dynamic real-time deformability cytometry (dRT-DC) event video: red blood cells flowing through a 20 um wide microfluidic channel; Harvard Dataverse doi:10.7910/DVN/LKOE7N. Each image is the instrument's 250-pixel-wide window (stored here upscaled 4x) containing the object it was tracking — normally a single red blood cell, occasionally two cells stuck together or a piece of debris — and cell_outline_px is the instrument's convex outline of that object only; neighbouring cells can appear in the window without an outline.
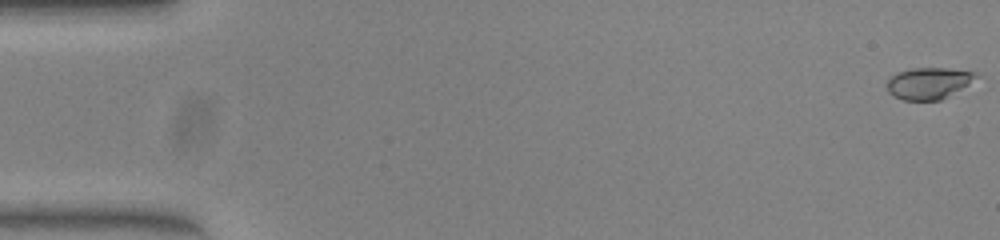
{"species": "common noctule bat (a hibernating species)", "species_latin": "Nyctalus noctula", "temperature_condition": "warm", "stored_images_in_passage": 52, "camera_frame_rate_fps": 3000, "um_per_image_px": 0.085, "animal": {"sex": "female", "body_mass_g": 23.0, "forearm_length_mm": 53.4}, "frame": {"image": 1, "passage_image": 1, "time_ms": 0.0, "image_size_px": [1000, 240], "cell_outline_px": [[980, 76], [968, 84], [948, 96], [940, 100], [904, 100], [892, 96], [888, 92], [888, 80], [896, 72], [912, 68], [944, 68], [976, 72]], "centroid_in_image_um": [78.92, 7.07], "position_along_channel_um": 6.1, "area_um2": 16.3}}
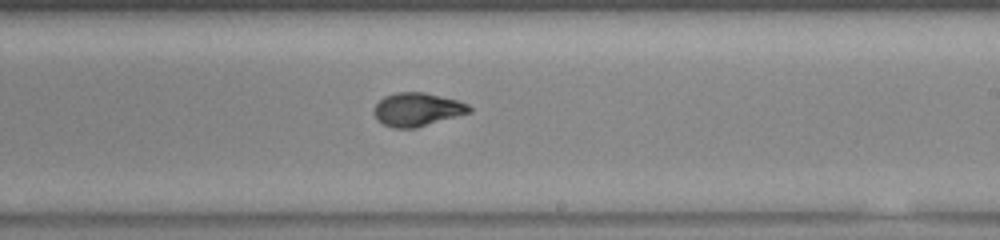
{"frame": {"image": 2, "passage_image": 31, "time_ms": 10.0, "image_size_px": [1000, 240], "cell_outline_px": [[472, 112], [416, 128], [392, 128], [384, 124], [376, 116], [376, 104], [384, 96], [396, 92], [424, 92], [456, 100], [468, 104], [472, 108]], "centroid_in_image_um": [35.51, 9.3], "position_along_channel_um": 253.5, "area_um2": 18.32}}
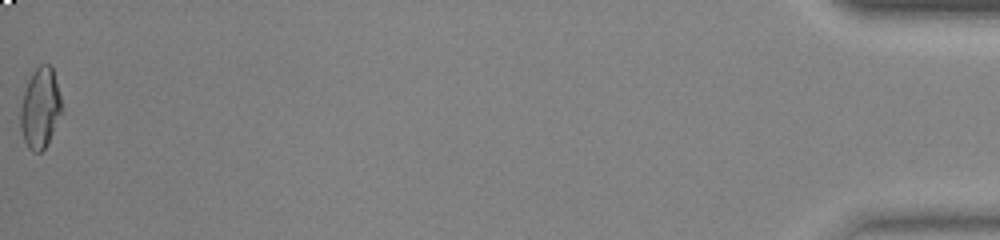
{"frame": {"image": 3, "passage_image": 52, "time_ms": 17.0, "image_size_px": [1000, 240], "cell_outline_px": [[64, 112], [44, 148], [40, 152], [32, 152], [28, 148], [24, 140], [20, 128], [20, 108], [24, 92], [28, 80], [32, 72], [40, 64], [48, 64], [52, 68], [60, 96]], "centroid_in_image_um": [3.42, 9.2], "position_along_channel_um": 431.8, "area_um2": 19.42}, "authors_computed_cell_mechanics": {"area_um2": 18.3804, "velocity_mm_per_s": 4.0319, "shape_relaxation_time_tau1_ms": 9.5889, "shape_relaxation_time_tau2_ms": null, "deformation_change_tau1": 0.3086, "deformation_change_tau2": null}}